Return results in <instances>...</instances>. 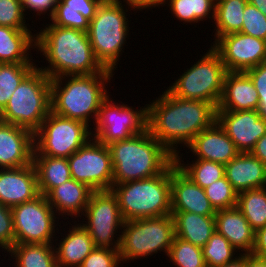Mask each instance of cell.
<instances>
[{"instance_id": "obj_28", "label": "cell", "mask_w": 266, "mask_h": 267, "mask_svg": "<svg viewBox=\"0 0 266 267\" xmlns=\"http://www.w3.org/2000/svg\"><path fill=\"white\" fill-rule=\"evenodd\" d=\"M39 193L46 196L53 188L71 179L67 158L33 156Z\"/></svg>"}, {"instance_id": "obj_46", "label": "cell", "mask_w": 266, "mask_h": 267, "mask_svg": "<svg viewBox=\"0 0 266 267\" xmlns=\"http://www.w3.org/2000/svg\"><path fill=\"white\" fill-rule=\"evenodd\" d=\"M252 255L266 259V226L255 232V244Z\"/></svg>"}, {"instance_id": "obj_22", "label": "cell", "mask_w": 266, "mask_h": 267, "mask_svg": "<svg viewBox=\"0 0 266 267\" xmlns=\"http://www.w3.org/2000/svg\"><path fill=\"white\" fill-rule=\"evenodd\" d=\"M217 110H259V96L245 72H227Z\"/></svg>"}, {"instance_id": "obj_41", "label": "cell", "mask_w": 266, "mask_h": 267, "mask_svg": "<svg viewBox=\"0 0 266 267\" xmlns=\"http://www.w3.org/2000/svg\"><path fill=\"white\" fill-rule=\"evenodd\" d=\"M52 25L88 32L90 21L73 10H55L49 18Z\"/></svg>"}, {"instance_id": "obj_5", "label": "cell", "mask_w": 266, "mask_h": 267, "mask_svg": "<svg viewBox=\"0 0 266 267\" xmlns=\"http://www.w3.org/2000/svg\"><path fill=\"white\" fill-rule=\"evenodd\" d=\"M124 221L171 215V165L151 178L113 184Z\"/></svg>"}, {"instance_id": "obj_1", "label": "cell", "mask_w": 266, "mask_h": 267, "mask_svg": "<svg viewBox=\"0 0 266 267\" xmlns=\"http://www.w3.org/2000/svg\"><path fill=\"white\" fill-rule=\"evenodd\" d=\"M150 103L147 128L174 157L182 145L187 148L201 131L216 121L217 108L213 104L181 99L168 89Z\"/></svg>"}, {"instance_id": "obj_51", "label": "cell", "mask_w": 266, "mask_h": 267, "mask_svg": "<svg viewBox=\"0 0 266 267\" xmlns=\"http://www.w3.org/2000/svg\"><path fill=\"white\" fill-rule=\"evenodd\" d=\"M111 1L121 4V5L122 3H124L123 4L124 6L132 8L133 12L136 11L134 12L135 14L137 13L138 10L140 11V0H123V1L122 0H111Z\"/></svg>"}, {"instance_id": "obj_23", "label": "cell", "mask_w": 266, "mask_h": 267, "mask_svg": "<svg viewBox=\"0 0 266 267\" xmlns=\"http://www.w3.org/2000/svg\"><path fill=\"white\" fill-rule=\"evenodd\" d=\"M214 217L216 231L223 235L239 254H252L255 231L237 207L217 210Z\"/></svg>"}, {"instance_id": "obj_26", "label": "cell", "mask_w": 266, "mask_h": 267, "mask_svg": "<svg viewBox=\"0 0 266 267\" xmlns=\"http://www.w3.org/2000/svg\"><path fill=\"white\" fill-rule=\"evenodd\" d=\"M32 49H36L32 30L0 26V63H35Z\"/></svg>"}, {"instance_id": "obj_53", "label": "cell", "mask_w": 266, "mask_h": 267, "mask_svg": "<svg viewBox=\"0 0 266 267\" xmlns=\"http://www.w3.org/2000/svg\"><path fill=\"white\" fill-rule=\"evenodd\" d=\"M259 111L266 117V105H259Z\"/></svg>"}, {"instance_id": "obj_18", "label": "cell", "mask_w": 266, "mask_h": 267, "mask_svg": "<svg viewBox=\"0 0 266 267\" xmlns=\"http://www.w3.org/2000/svg\"><path fill=\"white\" fill-rule=\"evenodd\" d=\"M171 211H185L204 216H215L203 188L187 177L173 162L171 164Z\"/></svg>"}, {"instance_id": "obj_31", "label": "cell", "mask_w": 266, "mask_h": 267, "mask_svg": "<svg viewBox=\"0 0 266 267\" xmlns=\"http://www.w3.org/2000/svg\"><path fill=\"white\" fill-rule=\"evenodd\" d=\"M182 156L183 155L181 153H178L174 157L176 166L194 183L203 189L225 176V165L222 163L198 158L186 163L182 159Z\"/></svg>"}, {"instance_id": "obj_43", "label": "cell", "mask_w": 266, "mask_h": 267, "mask_svg": "<svg viewBox=\"0 0 266 267\" xmlns=\"http://www.w3.org/2000/svg\"><path fill=\"white\" fill-rule=\"evenodd\" d=\"M104 0H58L55 10H73L91 21Z\"/></svg>"}, {"instance_id": "obj_42", "label": "cell", "mask_w": 266, "mask_h": 267, "mask_svg": "<svg viewBox=\"0 0 266 267\" xmlns=\"http://www.w3.org/2000/svg\"><path fill=\"white\" fill-rule=\"evenodd\" d=\"M15 244V233L11 207L0 203V248L8 252ZM4 249V250H3Z\"/></svg>"}, {"instance_id": "obj_15", "label": "cell", "mask_w": 266, "mask_h": 267, "mask_svg": "<svg viewBox=\"0 0 266 267\" xmlns=\"http://www.w3.org/2000/svg\"><path fill=\"white\" fill-rule=\"evenodd\" d=\"M211 47L219 54L227 72H245L266 59V41L241 32L223 35Z\"/></svg>"}, {"instance_id": "obj_2", "label": "cell", "mask_w": 266, "mask_h": 267, "mask_svg": "<svg viewBox=\"0 0 266 267\" xmlns=\"http://www.w3.org/2000/svg\"><path fill=\"white\" fill-rule=\"evenodd\" d=\"M36 49L49 63L39 68L50 79L105 70L94 56L88 33L81 30L45 24V28L36 32Z\"/></svg>"}, {"instance_id": "obj_36", "label": "cell", "mask_w": 266, "mask_h": 267, "mask_svg": "<svg viewBox=\"0 0 266 267\" xmlns=\"http://www.w3.org/2000/svg\"><path fill=\"white\" fill-rule=\"evenodd\" d=\"M176 267H207L202 248L174 236L167 255Z\"/></svg>"}, {"instance_id": "obj_30", "label": "cell", "mask_w": 266, "mask_h": 267, "mask_svg": "<svg viewBox=\"0 0 266 267\" xmlns=\"http://www.w3.org/2000/svg\"><path fill=\"white\" fill-rule=\"evenodd\" d=\"M248 0H215L214 41L223 35L239 32Z\"/></svg>"}, {"instance_id": "obj_34", "label": "cell", "mask_w": 266, "mask_h": 267, "mask_svg": "<svg viewBox=\"0 0 266 267\" xmlns=\"http://www.w3.org/2000/svg\"><path fill=\"white\" fill-rule=\"evenodd\" d=\"M36 63H0V109L7 105L21 81L36 67Z\"/></svg>"}, {"instance_id": "obj_47", "label": "cell", "mask_w": 266, "mask_h": 267, "mask_svg": "<svg viewBox=\"0 0 266 267\" xmlns=\"http://www.w3.org/2000/svg\"><path fill=\"white\" fill-rule=\"evenodd\" d=\"M250 153L266 165V134L256 142L254 149Z\"/></svg>"}, {"instance_id": "obj_44", "label": "cell", "mask_w": 266, "mask_h": 267, "mask_svg": "<svg viewBox=\"0 0 266 267\" xmlns=\"http://www.w3.org/2000/svg\"><path fill=\"white\" fill-rule=\"evenodd\" d=\"M245 73L252 80L259 96V105H266V62L250 68Z\"/></svg>"}, {"instance_id": "obj_39", "label": "cell", "mask_w": 266, "mask_h": 267, "mask_svg": "<svg viewBox=\"0 0 266 267\" xmlns=\"http://www.w3.org/2000/svg\"><path fill=\"white\" fill-rule=\"evenodd\" d=\"M241 33L266 41V16L255 6L247 3L243 11Z\"/></svg>"}, {"instance_id": "obj_38", "label": "cell", "mask_w": 266, "mask_h": 267, "mask_svg": "<svg viewBox=\"0 0 266 267\" xmlns=\"http://www.w3.org/2000/svg\"><path fill=\"white\" fill-rule=\"evenodd\" d=\"M22 7V0H0V26L13 29H31ZM26 23V24H25Z\"/></svg>"}, {"instance_id": "obj_45", "label": "cell", "mask_w": 266, "mask_h": 267, "mask_svg": "<svg viewBox=\"0 0 266 267\" xmlns=\"http://www.w3.org/2000/svg\"><path fill=\"white\" fill-rule=\"evenodd\" d=\"M57 2L58 0H22V7L26 15L28 14L27 10H30L29 12H37L34 15L39 16V19L41 15L46 13L50 18L54 14Z\"/></svg>"}, {"instance_id": "obj_50", "label": "cell", "mask_w": 266, "mask_h": 267, "mask_svg": "<svg viewBox=\"0 0 266 267\" xmlns=\"http://www.w3.org/2000/svg\"><path fill=\"white\" fill-rule=\"evenodd\" d=\"M247 267H266V259L247 254Z\"/></svg>"}, {"instance_id": "obj_4", "label": "cell", "mask_w": 266, "mask_h": 267, "mask_svg": "<svg viewBox=\"0 0 266 267\" xmlns=\"http://www.w3.org/2000/svg\"><path fill=\"white\" fill-rule=\"evenodd\" d=\"M112 159L113 184L160 175L174 156L150 133L148 128L132 137L107 145Z\"/></svg>"}, {"instance_id": "obj_29", "label": "cell", "mask_w": 266, "mask_h": 267, "mask_svg": "<svg viewBox=\"0 0 266 267\" xmlns=\"http://www.w3.org/2000/svg\"><path fill=\"white\" fill-rule=\"evenodd\" d=\"M7 253L15 267H57L53 244H14Z\"/></svg>"}, {"instance_id": "obj_7", "label": "cell", "mask_w": 266, "mask_h": 267, "mask_svg": "<svg viewBox=\"0 0 266 267\" xmlns=\"http://www.w3.org/2000/svg\"><path fill=\"white\" fill-rule=\"evenodd\" d=\"M50 111L51 79L37 65L13 92L2 120L35 133Z\"/></svg>"}, {"instance_id": "obj_12", "label": "cell", "mask_w": 266, "mask_h": 267, "mask_svg": "<svg viewBox=\"0 0 266 267\" xmlns=\"http://www.w3.org/2000/svg\"><path fill=\"white\" fill-rule=\"evenodd\" d=\"M82 216L80 224L89 232L96 247L119 250L124 220L111 190L94 191Z\"/></svg>"}, {"instance_id": "obj_27", "label": "cell", "mask_w": 266, "mask_h": 267, "mask_svg": "<svg viewBox=\"0 0 266 267\" xmlns=\"http://www.w3.org/2000/svg\"><path fill=\"white\" fill-rule=\"evenodd\" d=\"M174 219L175 236L203 247L216 231L215 217L185 211H171Z\"/></svg>"}, {"instance_id": "obj_14", "label": "cell", "mask_w": 266, "mask_h": 267, "mask_svg": "<svg viewBox=\"0 0 266 267\" xmlns=\"http://www.w3.org/2000/svg\"><path fill=\"white\" fill-rule=\"evenodd\" d=\"M67 160L74 180L88 185L94 191L112 188L113 166L107 145L92 138Z\"/></svg>"}, {"instance_id": "obj_19", "label": "cell", "mask_w": 266, "mask_h": 267, "mask_svg": "<svg viewBox=\"0 0 266 267\" xmlns=\"http://www.w3.org/2000/svg\"><path fill=\"white\" fill-rule=\"evenodd\" d=\"M36 169L32 164L0 169V203L13 207L39 196Z\"/></svg>"}, {"instance_id": "obj_37", "label": "cell", "mask_w": 266, "mask_h": 267, "mask_svg": "<svg viewBox=\"0 0 266 267\" xmlns=\"http://www.w3.org/2000/svg\"><path fill=\"white\" fill-rule=\"evenodd\" d=\"M204 191L216 211L237 205L238 193L225 176L204 188Z\"/></svg>"}, {"instance_id": "obj_3", "label": "cell", "mask_w": 266, "mask_h": 267, "mask_svg": "<svg viewBox=\"0 0 266 267\" xmlns=\"http://www.w3.org/2000/svg\"><path fill=\"white\" fill-rule=\"evenodd\" d=\"M114 75L112 70L105 69L102 73L92 75L60 76L51 79V111L82 121L88 126H91V122L94 125L101 103L110 94L106 86L111 83Z\"/></svg>"}, {"instance_id": "obj_40", "label": "cell", "mask_w": 266, "mask_h": 267, "mask_svg": "<svg viewBox=\"0 0 266 267\" xmlns=\"http://www.w3.org/2000/svg\"><path fill=\"white\" fill-rule=\"evenodd\" d=\"M120 264L119 250L96 247L79 267H119Z\"/></svg>"}, {"instance_id": "obj_33", "label": "cell", "mask_w": 266, "mask_h": 267, "mask_svg": "<svg viewBox=\"0 0 266 267\" xmlns=\"http://www.w3.org/2000/svg\"><path fill=\"white\" fill-rule=\"evenodd\" d=\"M171 14L183 23H198L215 18V0H166Z\"/></svg>"}, {"instance_id": "obj_32", "label": "cell", "mask_w": 266, "mask_h": 267, "mask_svg": "<svg viewBox=\"0 0 266 267\" xmlns=\"http://www.w3.org/2000/svg\"><path fill=\"white\" fill-rule=\"evenodd\" d=\"M236 207L256 232L266 226V187L238 193Z\"/></svg>"}, {"instance_id": "obj_16", "label": "cell", "mask_w": 266, "mask_h": 267, "mask_svg": "<svg viewBox=\"0 0 266 267\" xmlns=\"http://www.w3.org/2000/svg\"><path fill=\"white\" fill-rule=\"evenodd\" d=\"M216 121L240 153L251 152L266 134V117L259 110H216Z\"/></svg>"}, {"instance_id": "obj_10", "label": "cell", "mask_w": 266, "mask_h": 267, "mask_svg": "<svg viewBox=\"0 0 266 267\" xmlns=\"http://www.w3.org/2000/svg\"><path fill=\"white\" fill-rule=\"evenodd\" d=\"M91 128L82 121L50 111L34 133L33 156L69 158L92 138Z\"/></svg>"}, {"instance_id": "obj_25", "label": "cell", "mask_w": 266, "mask_h": 267, "mask_svg": "<svg viewBox=\"0 0 266 267\" xmlns=\"http://www.w3.org/2000/svg\"><path fill=\"white\" fill-rule=\"evenodd\" d=\"M225 177L240 193L266 186V165L250 152L239 153L225 164Z\"/></svg>"}, {"instance_id": "obj_24", "label": "cell", "mask_w": 266, "mask_h": 267, "mask_svg": "<svg viewBox=\"0 0 266 267\" xmlns=\"http://www.w3.org/2000/svg\"><path fill=\"white\" fill-rule=\"evenodd\" d=\"M70 226L65 232V237L61 235V240L56 239L53 244L57 267H79L84 259L96 248L89 232L80 224ZM57 246V247H56Z\"/></svg>"}, {"instance_id": "obj_6", "label": "cell", "mask_w": 266, "mask_h": 267, "mask_svg": "<svg viewBox=\"0 0 266 267\" xmlns=\"http://www.w3.org/2000/svg\"><path fill=\"white\" fill-rule=\"evenodd\" d=\"M124 8L123 4L104 0L90 21L87 32L95 58L105 69L113 72L118 68L116 65L130 34L127 12L133 9Z\"/></svg>"}, {"instance_id": "obj_8", "label": "cell", "mask_w": 266, "mask_h": 267, "mask_svg": "<svg viewBox=\"0 0 266 267\" xmlns=\"http://www.w3.org/2000/svg\"><path fill=\"white\" fill-rule=\"evenodd\" d=\"M122 229L119 254L125 264L162 251L167 256L175 236L172 215L124 221Z\"/></svg>"}, {"instance_id": "obj_49", "label": "cell", "mask_w": 266, "mask_h": 267, "mask_svg": "<svg viewBox=\"0 0 266 267\" xmlns=\"http://www.w3.org/2000/svg\"><path fill=\"white\" fill-rule=\"evenodd\" d=\"M164 4V5H163ZM166 0H140V11L143 9L159 8V6H166Z\"/></svg>"}, {"instance_id": "obj_52", "label": "cell", "mask_w": 266, "mask_h": 267, "mask_svg": "<svg viewBox=\"0 0 266 267\" xmlns=\"http://www.w3.org/2000/svg\"><path fill=\"white\" fill-rule=\"evenodd\" d=\"M248 3L255 6L262 14L266 16V0H248Z\"/></svg>"}, {"instance_id": "obj_9", "label": "cell", "mask_w": 266, "mask_h": 267, "mask_svg": "<svg viewBox=\"0 0 266 267\" xmlns=\"http://www.w3.org/2000/svg\"><path fill=\"white\" fill-rule=\"evenodd\" d=\"M208 49L167 89L178 98L205 101L217 108L227 70L219 54L211 46Z\"/></svg>"}, {"instance_id": "obj_48", "label": "cell", "mask_w": 266, "mask_h": 267, "mask_svg": "<svg viewBox=\"0 0 266 267\" xmlns=\"http://www.w3.org/2000/svg\"><path fill=\"white\" fill-rule=\"evenodd\" d=\"M221 267H247V254H237V257Z\"/></svg>"}, {"instance_id": "obj_21", "label": "cell", "mask_w": 266, "mask_h": 267, "mask_svg": "<svg viewBox=\"0 0 266 267\" xmlns=\"http://www.w3.org/2000/svg\"><path fill=\"white\" fill-rule=\"evenodd\" d=\"M94 190L88 185L78 182L73 178L53 188L46 198L58 217L68 216L76 219L81 218ZM81 214V215H80ZM60 215V216H59Z\"/></svg>"}, {"instance_id": "obj_35", "label": "cell", "mask_w": 266, "mask_h": 267, "mask_svg": "<svg viewBox=\"0 0 266 267\" xmlns=\"http://www.w3.org/2000/svg\"><path fill=\"white\" fill-rule=\"evenodd\" d=\"M202 252L207 267H221L237 257L236 253L238 254L233 245L217 231L202 247Z\"/></svg>"}, {"instance_id": "obj_11", "label": "cell", "mask_w": 266, "mask_h": 267, "mask_svg": "<svg viewBox=\"0 0 266 267\" xmlns=\"http://www.w3.org/2000/svg\"><path fill=\"white\" fill-rule=\"evenodd\" d=\"M11 211L15 244H53L54 239L60 237L56 235L63 234L57 227H62L58 225L61 224L58 222L61 218L42 194L31 201L11 207Z\"/></svg>"}, {"instance_id": "obj_54", "label": "cell", "mask_w": 266, "mask_h": 267, "mask_svg": "<svg viewBox=\"0 0 266 267\" xmlns=\"http://www.w3.org/2000/svg\"><path fill=\"white\" fill-rule=\"evenodd\" d=\"M3 122L2 120V110L0 109V124Z\"/></svg>"}, {"instance_id": "obj_13", "label": "cell", "mask_w": 266, "mask_h": 267, "mask_svg": "<svg viewBox=\"0 0 266 267\" xmlns=\"http://www.w3.org/2000/svg\"><path fill=\"white\" fill-rule=\"evenodd\" d=\"M109 95L99 109L92 138L104 145L126 140L147 129V104L135 109L123 102L115 103Z\"/></svg>"}, {"instance_id": "obj_20", "label": "cell", "mask_w": 266, "mask_h": 267, "mask_svg": "<svg viewBox=\"0 0 266 267\" xmlns=\"http://www.w3.org/2000/svg\"><path fill=\"white\" fill-rule=\"evenodd\" d=\"M198 159L229 163L240 152L223 128L215 121L210 127L201 131L187 147Z\"/></svg>"}, {"instance_id": "obj_17", "label": "cell", "mask_w": 266, "mask_h": 267, "mask_svg": "<svg viewBox=\"0 0 266 267\" xmlns=\"http://www.w3.org/2000/svg\"><path fill=\"white\" fill-rule=\"evenodd\" d=\"M34 133L24 127L0 124V169L19 168L32 164Z\"/></svg>"}]
</instances>
